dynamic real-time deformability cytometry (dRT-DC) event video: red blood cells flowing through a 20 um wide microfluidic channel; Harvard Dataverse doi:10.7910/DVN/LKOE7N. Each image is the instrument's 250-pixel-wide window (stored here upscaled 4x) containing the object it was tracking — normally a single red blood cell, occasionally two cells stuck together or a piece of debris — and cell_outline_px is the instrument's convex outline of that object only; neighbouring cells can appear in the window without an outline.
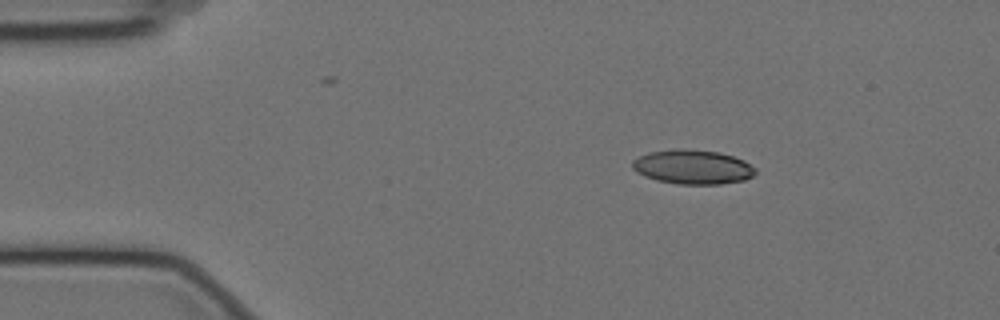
{"species": "Egyptian fruit bat (a non-hibernating species)", "species_latin": "Rousettus aegyptiacus", "temperature_condition": "cold", "stored_images_in_passage": 29, "camera_frame_rate_fps": 3000, "um_per_image_px": 0.085, "animal": {"sex": "female"}, "frame": {"image": 1, "passage_image": 1, "time_ms": 0.0, "image_size_px": [1000, 320], "cell_outline_px": [[756, 172], [752, 176], [744, 180], [720, 184], [680, 184], [656, 180], [644, 176], [636, 172], [632, 168], [632, 160], [648, 152], [676, 148], [684, 148], [720, 152], [744, 160], [756, 168]], "centroid_in_image_um": [58.86, 14.18], "position_along_channel_um": 26.1, "area_um2": 24.8}}
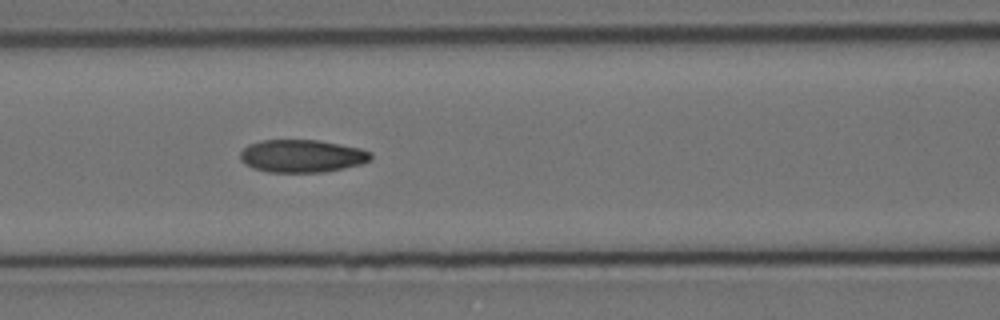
{"frame": {"image": 2, "passage_image": 16, "time_ms": 5.0, "image_size_px": [1000, 320], "cell_outline_px": [[372, 156], [368, 160], [360, 164], [344, 168], [324, 172], [268, 172], [252, 168], [244, 164], [240, 160], [240, 152], [248, 144], [260, 140], [316, 140], [340, 144], [360, 148], [372, 152]], "centroid_in_image_um": [25.62, 13.26], "position_along_channel_um": 141.0, "area_um2": 24.97}}
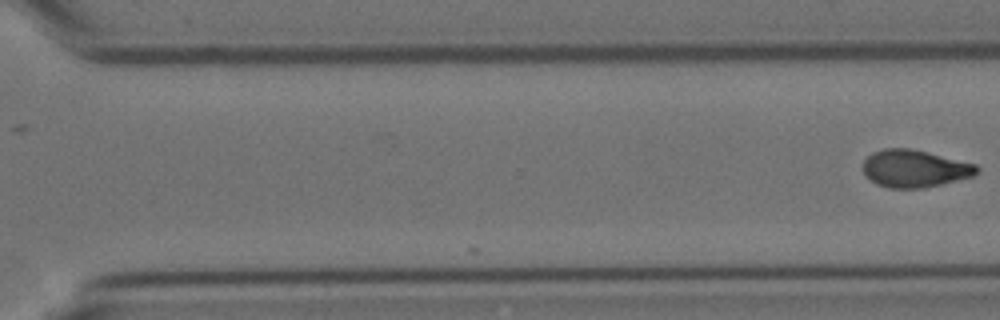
{"frame": {"image": 3, "passage_image": 29, "time_ms": 9.333, "image_size_px": [1000, 320], "cell_outline_px": [[980, 172], [972, 176], [940, 184], [920, 188], [888, 188], [876, 184], [864, 176], [864, 160], [872, 152], [884, 148], [908, 148], [928, 152], [976, 164], [980, 168]], "centroid_in_image_um": [77.73, 14.32], "position_along_channel_um": 292.9, "area_um2": 24.8}}